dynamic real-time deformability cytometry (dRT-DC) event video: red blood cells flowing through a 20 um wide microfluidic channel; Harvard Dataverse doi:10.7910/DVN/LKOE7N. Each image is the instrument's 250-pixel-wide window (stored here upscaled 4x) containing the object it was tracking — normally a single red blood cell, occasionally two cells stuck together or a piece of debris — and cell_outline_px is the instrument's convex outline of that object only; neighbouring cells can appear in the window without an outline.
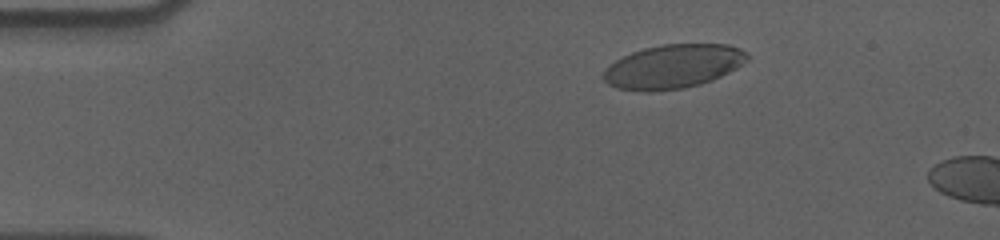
{"species": "human", "species_latin": "Homo sapiens", "temperature_condition": "cold", "stored_images_in_passage": 5, "camera_frame_rate_fps": 3000, "um_per_image_px": 0.085, "donor": {"sex": "male"}, "frame": {"image": 1, "passage_image": 1, "time_ms": 0.0, "image_size_px": [1000, 240], "cell_outline_px": [[748, 60], [736, 68], [712, 80], [700, 84], [684, 88], [652, 92], [644, 92], [616, 88], [608, 84], [600, 76], [604, 68], [616, 60], [632, 52], [644, 48], [664, 44], [728, 44], [740, 48], [748, 56]], "centroid_in_image_um": [57.17, 5.66], "position_along_channel_um": 27.8, "area_um2": 36.93}}